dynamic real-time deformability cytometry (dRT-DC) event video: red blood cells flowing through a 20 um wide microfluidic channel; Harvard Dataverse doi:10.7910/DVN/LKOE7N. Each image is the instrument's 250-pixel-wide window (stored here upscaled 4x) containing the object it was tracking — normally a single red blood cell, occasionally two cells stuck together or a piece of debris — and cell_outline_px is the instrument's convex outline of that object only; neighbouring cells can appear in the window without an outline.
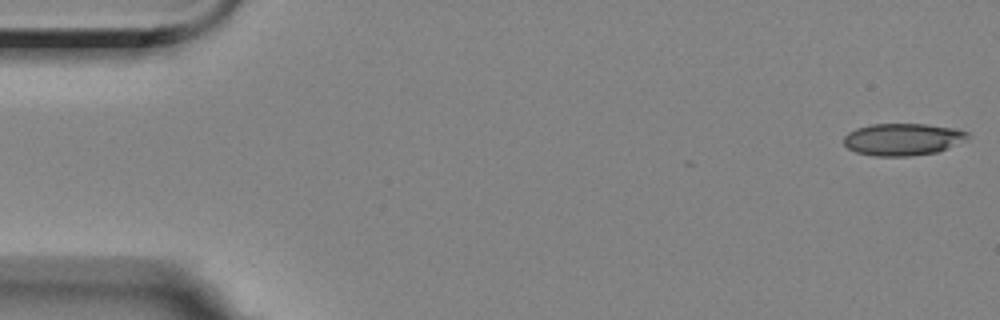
{"species": "Egyptian fruit bat (a non-hibernating species)", "species_latin": "Rousettus aegyptiacus", "temperature_condition": "room temperature", "stored_images_in_passage": 52, "camera_frame_rate_fps": 3000, "um_per_image_px": 0.085, "animal": {"sex": "female"}, "frame": {"image": 1, "passage_image": 1, "time_ms": 0.0, "image_size_px": [1000, 320], "cell_outline_px": [[972, 136], [964, 140], [936, 152], [908, 156], [876, 156], [856, 152], [848, 148], [844, 144], [844, 136], [848, 132], [856, 128], [872, 124], [924, 124], [956, 128], [968, 132]], "centroid_in_image_um": [76.72, 11.83], "position_along_channel_um": 8.3, "area_um2": 23.06}}
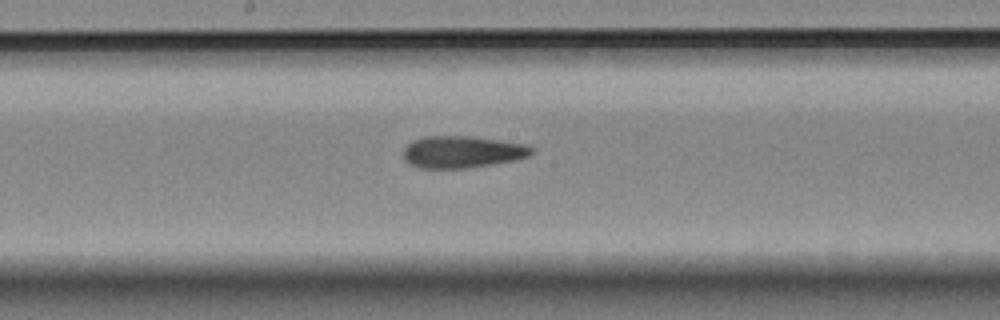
{"frame": {"image": 2, "passage_image": 29, "time_ms": 9.333, "image_size_px": [1000, 320], "cell_outline_px": [[536, 152], [528, 156], [516, 160], [464, 168], [420, 168], [404, 160], [404, 148], [412, 140], [424, 136], [472, 136], [528, 144], [536, 148]], "centroid_in_image_um": [39.34, 12.89], "position_along_channel_um": 208.9, "area_um2": 24.04}}
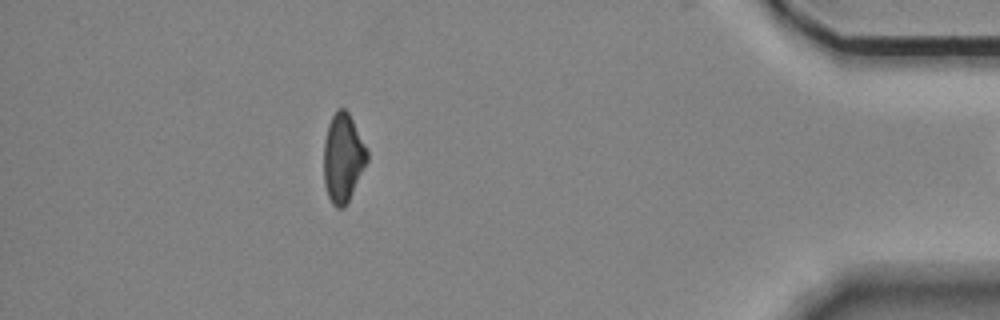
{"frame": {"image": 3, "passage_image": 50, "time_ms": 16.333, "image_size_px": [1000, 320], "cell_outline_px": [[368, 160], [344, 208], [336, 208], [332, 204], [328, 196], [324, 184], [324, 140], [328, 124], [336, 108], [344, 108], [348, 112], [368, 148]], "centroid_in_image_um": [29.15, 13.39], "position_along_channel_um": 406.1, "area_um2": 22.43}, "authors_computed_cell_mechanics": {"area_um2": 23.8136, "velocity_mm_per_s": 3.5107, "shape_relaxation_time_tau1_ms": null, "shape_relaxation_time_tau2_ms": 3.3423, "deformation_change_tau1": null, "deformation_change_tau2": 0.1141}}